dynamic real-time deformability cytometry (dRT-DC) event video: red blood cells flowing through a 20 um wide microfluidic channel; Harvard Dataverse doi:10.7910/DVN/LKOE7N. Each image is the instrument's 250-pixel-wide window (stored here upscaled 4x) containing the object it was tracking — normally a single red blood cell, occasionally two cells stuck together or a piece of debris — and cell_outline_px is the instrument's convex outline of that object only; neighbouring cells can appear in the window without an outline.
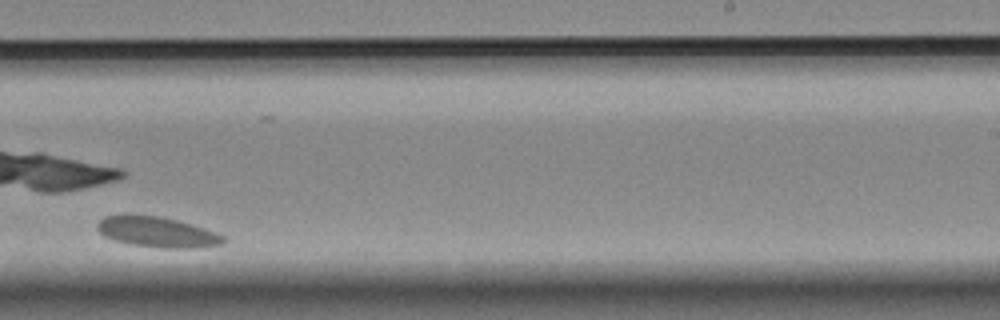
{"species": "Egyptian fruit bat (a non-hibernating species)", "species_latin": "Rousettus aegyptiacus", "temperature_condition": "room temperature", "stored_images_in_passage": 41, "camera_frame_rate_fps": 3000, "um_per_image_px": 0.085, "animal": {"sex": "female"}, "frame": {"image": 1, "passage_image": 25, "time_ms": 8.0, "image_size_px": [1000, 320], "cell_outline_px": [[224, 240], [220, 244], [188, 248], [164, 248], [132, 244], [116, 240], [104, 236], [96, 228], [96, 224], [104, 216], [156, 216], [176, 220], [192, 224], [216, 232], [224, 236]], "centroid_in_image_um": [13.35, 19.73], "position_along_channel_um": 275.6, "area_um2": 21.68}}
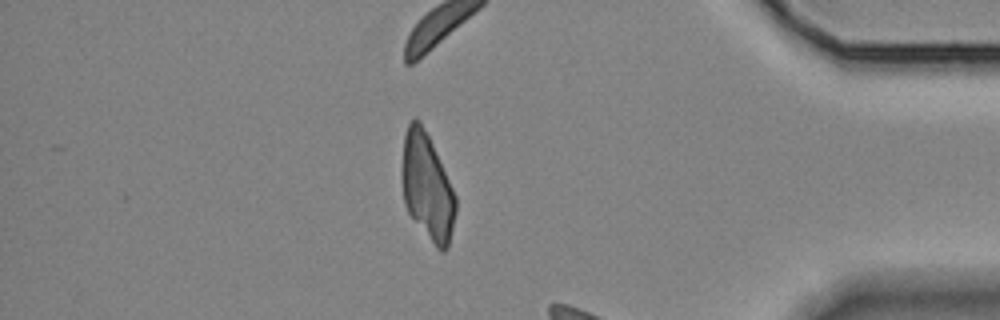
{"frame": {"image": 2, "passage_image": 35, "time_ms": 11.333, "image_size_px": [1000, 320], "cell_outline_px": [[456, 212], [448, 248], [444, 252], [440, 252], [436, 248], [408, 212], [404, 204], [400, 176], [400, 172], [404, 136], [408, 124], [412, 120], [420, 120], [432, 144], [456, 196]], "centroid_in_image_um": [36.28, 15.91], "position_along_channel_um": 398.9, "area_um2": 33.47}}
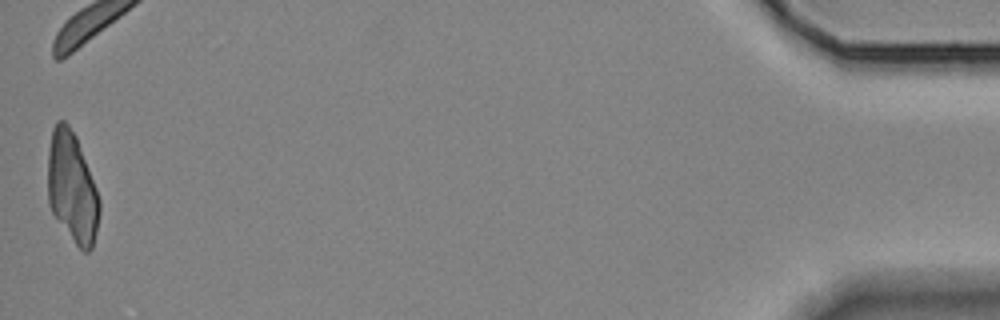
{"frame": {"image": 3, "passage_image": 41, "time_ms": 13.333, "image_size_px": [1000, 320], "cell_outline_px": [[100, 212], [96, 232], [92, 248], [88, 252], [84, 252], [76, 244], [52, 212], [48, 204], [48, 148], [52, 128], [56, 120], [64, 120], [68, 124], [76, 136], [96, 188], [100, 200]], "centroid_in_image_um": [6.12, 15.91], "position_along_channel_um": 429.1, "area_um2": 33.18}}